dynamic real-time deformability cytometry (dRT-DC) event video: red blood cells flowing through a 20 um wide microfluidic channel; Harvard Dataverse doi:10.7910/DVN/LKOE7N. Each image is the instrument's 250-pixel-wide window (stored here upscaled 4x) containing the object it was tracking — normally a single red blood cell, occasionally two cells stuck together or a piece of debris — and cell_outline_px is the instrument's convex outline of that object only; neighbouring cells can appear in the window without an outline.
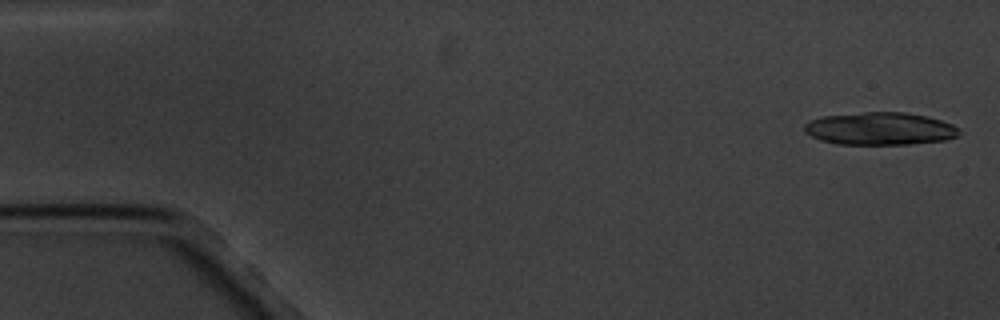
{"species": "common noctule bat (a hibernating species)", "species_latin": "Nyctalus noctula", "temperature_condition": "cold", "stored_images_in_passage": 6, "segment_of_instrument_passage": [2, 2], "camera_frame_rate_fps": 3000, "um_per_image_px": 0.085, "animal": {"sex": "male", "body_mass_g": 20.1, "forearm_length_mm": 53.5}, "frame": {"image": 1, "passage_image": 6, "time_ms": 6.0, "image_size_px": [1000, 320], "cell_outline_px": [[960, 136], [944, 140], [912, 144], [836, 144], [820, 140], [804, 132], [804, 124], [808, 120], [824, 116], [864, 112], [904, 112], [928, 116], [952, 124], [960, 132]], "centroid_in_image_um": [74.78, 10.94], "position_along_channel_um": 10.2, "area_um2": 29.54}}